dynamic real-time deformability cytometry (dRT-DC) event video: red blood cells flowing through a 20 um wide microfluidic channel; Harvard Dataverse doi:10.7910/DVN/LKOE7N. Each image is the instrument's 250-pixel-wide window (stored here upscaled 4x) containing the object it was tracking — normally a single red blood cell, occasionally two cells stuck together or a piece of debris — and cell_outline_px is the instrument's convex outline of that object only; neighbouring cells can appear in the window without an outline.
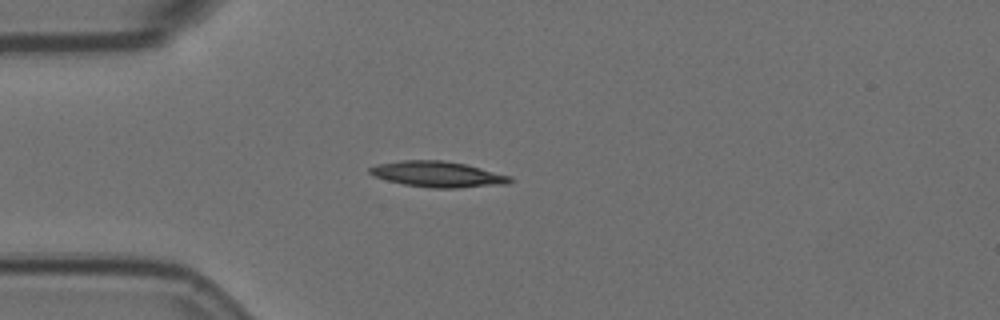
{"species": "Egyptian fruit bat (a non-hibernating species)", "species_latin": "Rousettus aegyptiacus", "temperature_condition": "room temperature", "stored_images_in_passage": 9, "camera_frame_rate_fps": 3000, "um_per_image_px": 0.085, "animal": {"sex": "female"}, "frame": {"image": 1, "passage_image": 2, "time_ms": 0.333, "image_size_px": [1000, 320], "cell_outline_px": [[512, 180], [508, 184], [456, 188], [432, 188], [404, 184], [372, 176], [368, 172], [368, 168], [376, 164], [400, 160], [444, 160], [464, 164], [512, 176]], "centroid_in_image_um": [37.18, 14.81], "position_along_channel_um": 47.8, "area_um2": 21.1}}
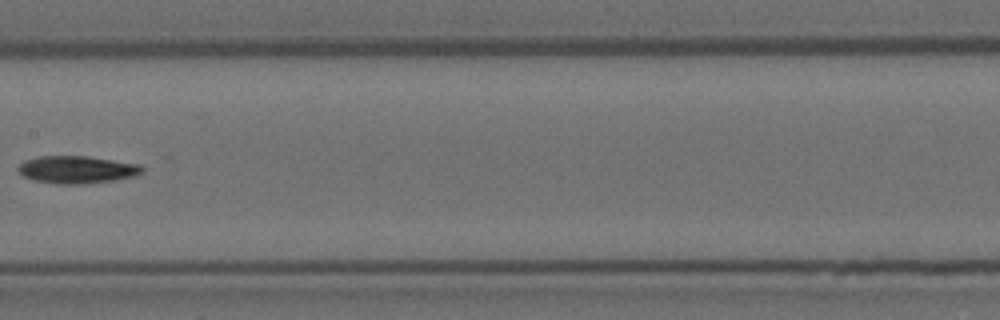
{"frame": {"image": 2, "passage_image": 6, "time_ms": 1.667, "image_size_px": [1000, 320], "cell_outline_px": [[144, 172], [136, 176], [116, 180], [80, 184], [56, 184], [32, 180], [24, 176], [16, 168], [24, 160], [40, 156], [88, 156], [140, 164], [144, 168]], "centroid_in_image_um": [6.56, 14.42], "position_along_channel_um": 200.8, "area_um2": 20.06}}
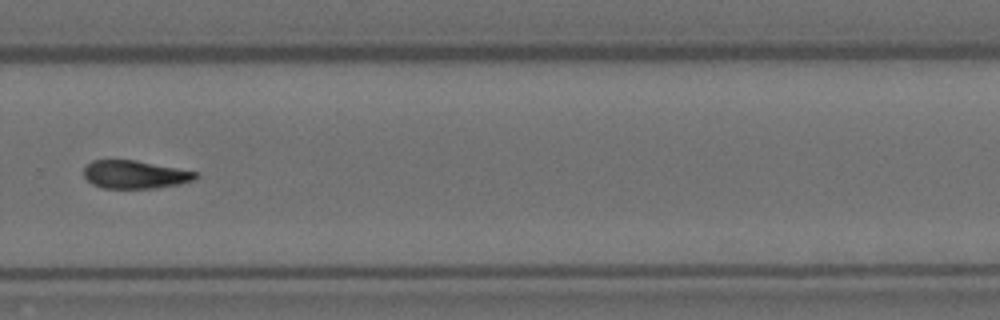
{"frame": {"image": 3, "passage_image": 9, "time_ms": 2.667, "image_size_px": [1000, 320], "cell_outline_px": [[200, 176], [192, 180], [180, 184], [156, 188], [104, 188], [92, 184], [84, 176], [84, 168], [92, 160], [136, 160], [200, 172]], "centroid_in_image_um": [11.51, 14.83], "position_along_channel_um": 318.3, "area_um2": 18.38}}